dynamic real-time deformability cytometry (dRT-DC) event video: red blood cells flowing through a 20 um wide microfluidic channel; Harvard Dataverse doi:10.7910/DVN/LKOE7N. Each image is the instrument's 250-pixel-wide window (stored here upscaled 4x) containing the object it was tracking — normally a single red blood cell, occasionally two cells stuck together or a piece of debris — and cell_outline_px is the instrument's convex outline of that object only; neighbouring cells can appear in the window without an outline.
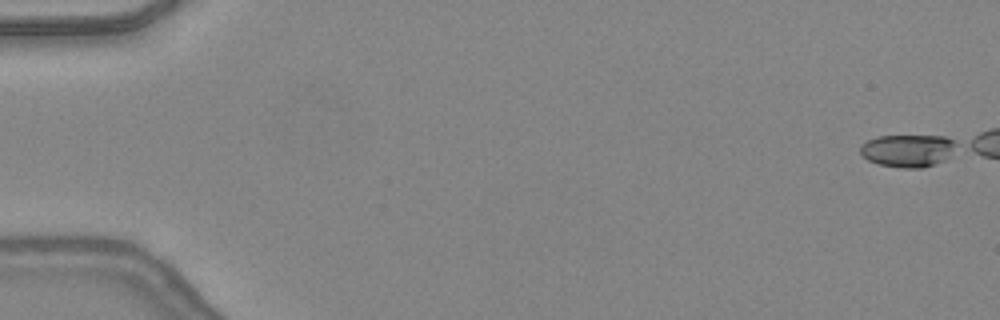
{"species": "common noctule bat (a hibernating species)", "species_latin": "Nyctalus noctula", "temperature_condition": "warm", "stored_images_in_passage": 9, "camera_frame_rate_fps": 3000, "um_per_image_px": 0.085, "animal": {"sex": "female", "body_mass_g": 24.6, "forearm_length_mm": 56.2}, "frame": {"image": 1, "passage_image": 1, "time_ms": 0.0, "image_size_px": [1000, 320], "cell_outline_px": [[956, 144], [944, 160], [936, 164], [924, 168], [900, 168], [876, 164], [868, 160], [860, 152], [860, 144], [876, 136], [944, 136], [956, 140]], "centroid_in_image_um": [77.13, 12.8], "position_along_channel_um": 7.9, "area_um2": 18.26}}